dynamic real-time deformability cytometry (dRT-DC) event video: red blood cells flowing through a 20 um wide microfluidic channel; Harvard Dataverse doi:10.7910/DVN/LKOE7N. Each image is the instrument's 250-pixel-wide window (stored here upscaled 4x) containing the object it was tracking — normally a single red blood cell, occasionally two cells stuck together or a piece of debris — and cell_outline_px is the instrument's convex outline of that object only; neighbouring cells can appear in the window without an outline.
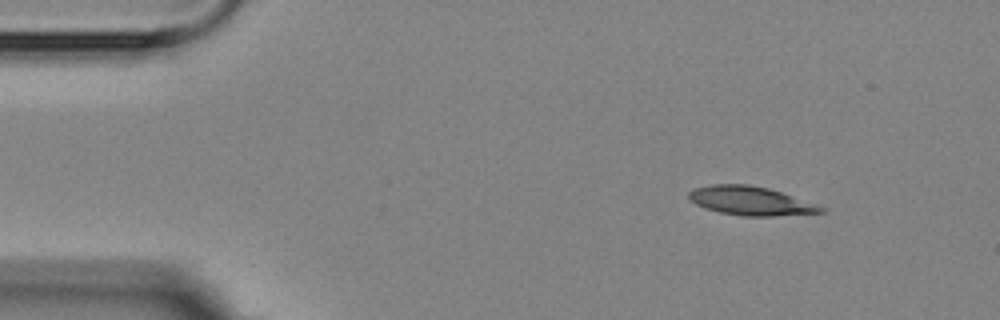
{"species": "Egyptian fruit bat (a non-hibernating species)", "species_latin": "Rousettus aegyptiacus", "temperature_condition": "room temperature", "stored_images_in_passage": 4, "segment_of_instrument_passage": [1, 2], "camera_frame_rate_fps": 3000, "um_per_image_px": 0.085, "animal": {"sex": "female"}, "frame": {"image": 1, "passage_image": 1, "time_ms": 0.0, "image_size_px": [1000, 320], "cell_outline_px": [[828, 208], [824, 212], [772, 216], [744, 216], [720, 212], [704, 208], [696, 204], [688, 196], [688, 192], [696, 188], [712, 184], [748, 184], [768, 188]], "centroid_in_image_um": [63.81, 17.07], "position_along_channel_um": 21.2, "area_um2": 21.96}}